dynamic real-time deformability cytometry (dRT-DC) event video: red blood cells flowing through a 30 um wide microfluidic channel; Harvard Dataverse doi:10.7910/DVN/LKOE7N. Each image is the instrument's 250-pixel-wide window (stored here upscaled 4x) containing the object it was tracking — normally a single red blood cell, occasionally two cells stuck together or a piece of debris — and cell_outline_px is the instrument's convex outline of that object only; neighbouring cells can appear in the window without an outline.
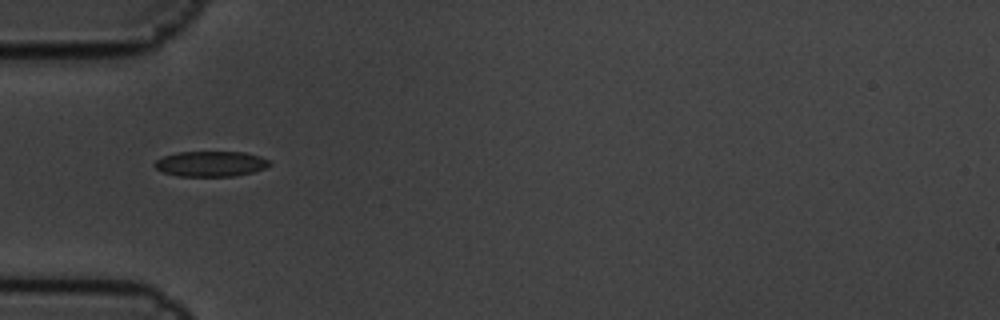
{"species": "common noctule bat (a hibernating species)", "species_latin": "Nyctalus noctula", "temperature_condition": "cold", "stored_images_in_passage": 8, "camera_frame_rate_fps": 3000, "um_per_image_px": 0.085, "animal": {"sex": "male", "body_mass_g": 19.5, "forearm_length_mm": 54.6}, "frame": {"image": 1, "passage_image": 7, "time_ms": 2.0, "image_size_px": [1000, 320], "cell_outline_px": [[272, 164], [264, 168], [252, 172], [232, 176], [180, 176], [164, 172], [156, 168], [152, 164], [156, 160], [164, 156], [176, 152], [244, 152], [260, 156], [272, 160]], "centroid_in_image_um": [17.93, 13.91], "position_along_channel_um": 67.1, "area_um2": 16.99}}
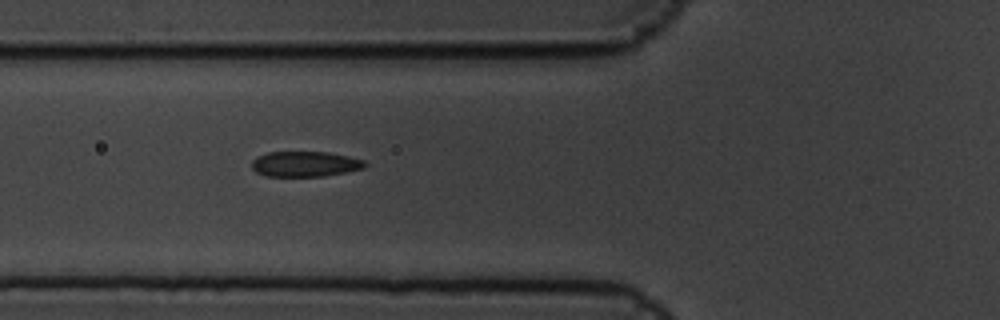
{"frame": {"image": 2, "passage_image": 8, "time_ms": 2.333, "image_size_px": [1000, 320], "cell_outline_px": [[368, 164], [364, 168], [324, 176], [264, 176], [256, 172], [252, 168], [252, 160], [256, 156], [268, 152], [328, 152], [348, 156], [364, 160]], "centroid_in_image_um": [25.91, 13.94], "position_along_channel_um": 99.9, "area_um2": 16.76}}